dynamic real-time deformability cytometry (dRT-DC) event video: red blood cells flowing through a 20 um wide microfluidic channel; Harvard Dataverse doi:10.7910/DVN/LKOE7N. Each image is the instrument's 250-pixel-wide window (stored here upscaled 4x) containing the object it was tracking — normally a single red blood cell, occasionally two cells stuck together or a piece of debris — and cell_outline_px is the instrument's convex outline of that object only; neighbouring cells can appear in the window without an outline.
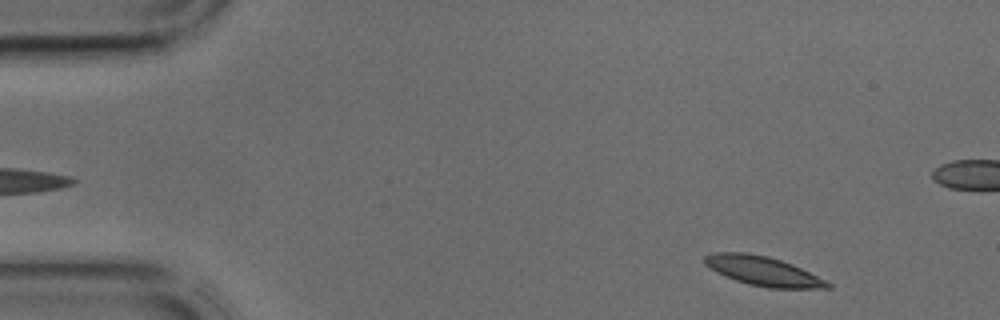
{"species": "common noctule bat (a hibernating species)", "species_latin": "Nyctalus noctula", "temperature_condition": "cold", "stored_images_in_passage": 41, "camera_frame_rate_fps": 3000, "um_per_image_px": 0.085, "animal": {"sex": "male", "body_mass_g": 17.9, "forearm_length_mm": 54.2}, "frame": {"image": 1, "passage_image": 2, "time_ms": 0.333, "image_size_px": [1000, 320], "cell_outline_px": [[832, 288], [768, 288], [748, 284], [736, 280], [716, 272], [704, 264], [704, 256], [716, 252], [748, 252], [768, 256], [792, 264], [832, 284]], "centroid_in_image_um": [64.82, 23.03], "position_along_channel_um": 20.2, "area_um2": 20.81}}
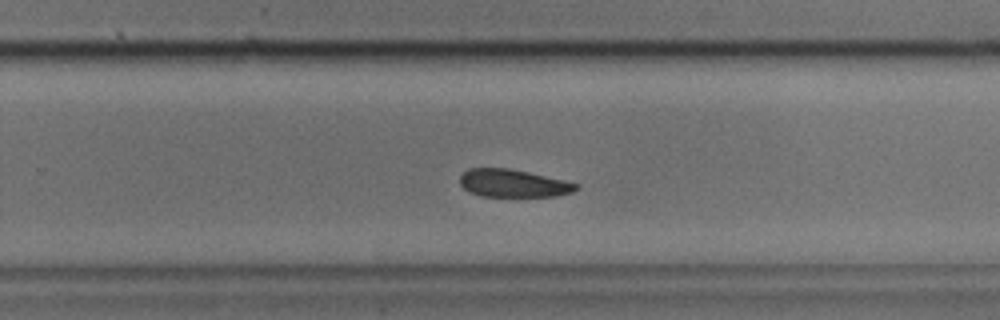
{"frame": {"image": 2, "passage_image": 25, "time_ms": 8.0, "image_size_px": [1000, 320], "cell_outline_px": [[580, 184], [572, 192], [556, 196], [480, 196], [468, 192], [460, 184], [460, 176], [468, 168], [508, 168], [528, 172], [564, 180]], "centroid_in_image_um": [43.59, 15.58], "position_along_channel_um": 286.2, "area_um2": 18.73}}
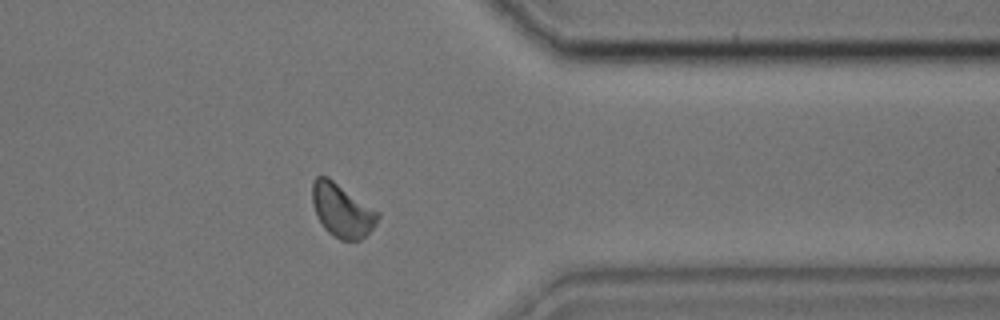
{"frame": {"image": 3, "passage_image": 32, "time_ms": 10.333, "image_size_px": [1000, 320], "cell_outline_px": [[380, 216], [376, 224], [360, 240], [340, 240], [328, 232], [324, 228], [316, 216], [312, 204], [312, 184], [316, 176], [328, 176], [380, 212]], "centroid_in_image_um": [29.06, 17.87], "position_along_channel_um": 382.3, "area_um2": 20.52}}